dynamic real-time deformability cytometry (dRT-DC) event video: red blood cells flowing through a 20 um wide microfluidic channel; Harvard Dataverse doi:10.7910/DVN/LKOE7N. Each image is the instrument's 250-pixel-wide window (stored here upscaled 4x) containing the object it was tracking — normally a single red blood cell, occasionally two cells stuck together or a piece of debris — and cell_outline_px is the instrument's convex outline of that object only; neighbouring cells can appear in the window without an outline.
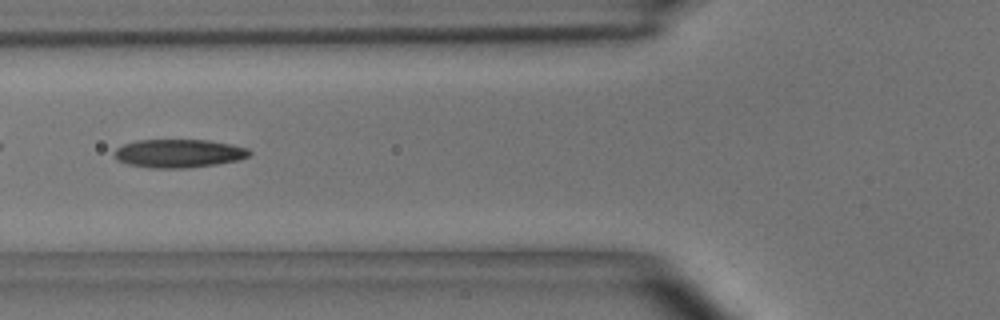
{"species": "common noctule bat (a hibernating species)", "species_latin": "Nyctalus noctula", "temperature_condition": "room temperature", "stored_images_in_passage": 8, "camera_frame_rate_fps": 3000, "um_per_image_px": 0.085, "animal": {"sex": "male", "body_mass_g": 15.6}, "frame": {"image": 1, "passage_image": 5, "time_ms": 5.667, "image_size_px": [1000, 320], "cell_outline_px": [[252, 152], [248, 156], [240, 160], [216, 164], [188, 168], [152, 168], [128, 164], [116, 160], [116, 148], [124, 144], [136, 140], [208, 140], [232, 144], [248, 148]], "centroid_in_image_um": [15.23, 13.04], "position_along_channel_um": 110.6, "area_um2": 22.37}}